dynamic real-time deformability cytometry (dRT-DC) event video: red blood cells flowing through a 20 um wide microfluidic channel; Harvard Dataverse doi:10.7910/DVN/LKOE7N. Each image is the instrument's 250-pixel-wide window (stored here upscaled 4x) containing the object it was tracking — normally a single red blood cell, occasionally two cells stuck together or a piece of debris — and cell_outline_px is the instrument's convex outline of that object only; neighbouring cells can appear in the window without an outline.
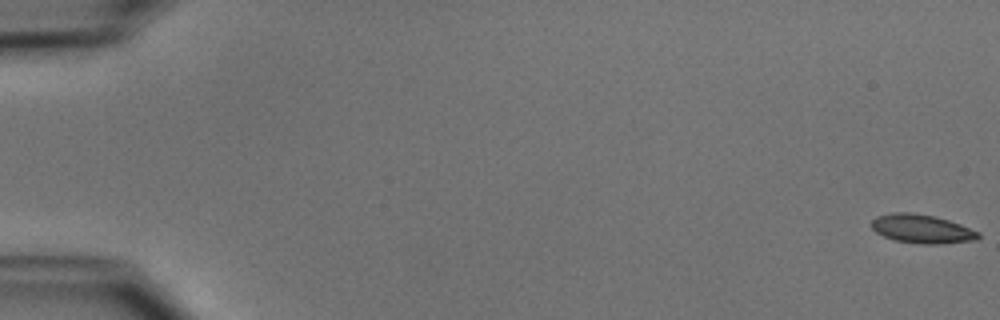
{"species": "common noctule bat (a hibernating species)", "species_latin": "Nyctalus noctula", "temperature_condition": "cold", "stored_images_in_passage": 52, "camera_frame_rate_fps": 3000, "um_per_image_px": 0.085, "animal": {"sex": "male", "body_mass_g": 15.6}, "frame": {"image": 1, "passage_image": 1, "time_ms": 0.0, "image_size_px": [1000, 320], "cell_outline_px": [[980, 236], [976, 240], [944, 244], [920, 244], [896, 240], [884, 236], [876, 232], [872, 228], [872, 220], [876, 216], [892, 212], [912, 212], [932, 216], [948, 220], [960, 224], [980, 232]], "centroid_in_image_um": [78.37, 19.45], "position_along_channel_um": 6.6, "area_um2": 17.92}}
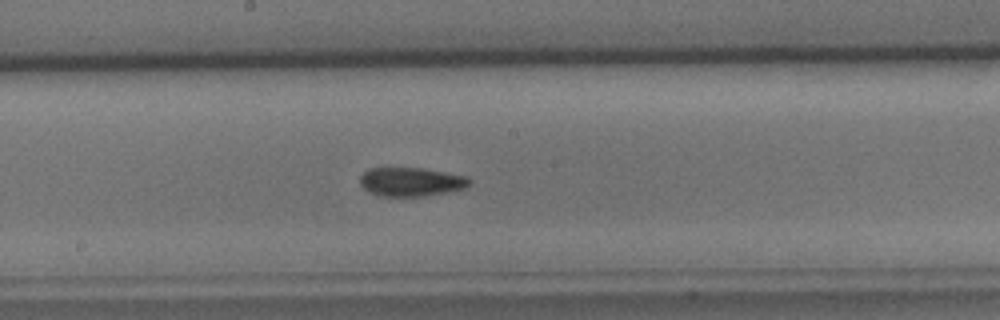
{"frame": {"image": 2, "passage_image": 29, "time_ms": 9.333, "image_size_px": [1000, 320], "cell_outline_px": [[472, 184], [464, 188], [448, 192], [424, 196], [380, 196], [368, 192], [360, 184], [360, 176], [368, 168], [424, 168], [468, 176], [472, 180]], "centroid_in_image_um": [34.97, 15.45], "position_along_channel_um": 213.2, "area_um2": 18.61}}
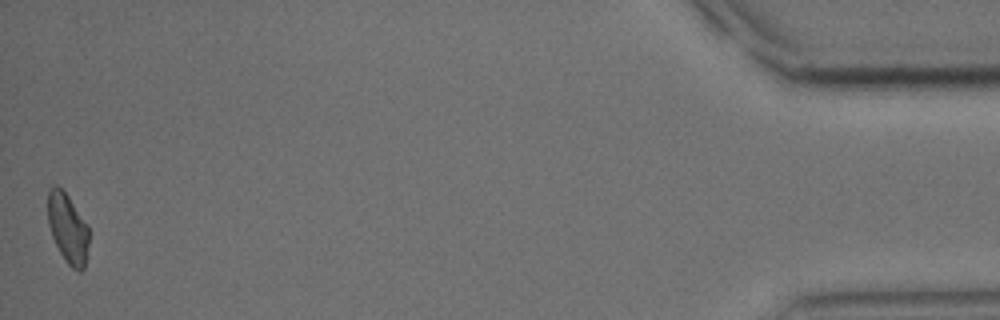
{"frame": {"image": 3, "passage_image": 52, "time_ms": 17.0, "image_size_px": [1000, 320], "cell_outline_px": [[88, 244], [84, 268], [80, 272], [72, 268], [68, 264], [60, 252], [52, 236], [48, 224], [48, 188], [52, 184], [56, 184], [68, 196], [88, 224]], "centroid_in_image_um": [5.75, 19.38], "position_along_channel_um": 429.5, "area_um2": 16.65}, "authors_computed_cell_mechanics": {"area_um2": 17.8602, "velocity_mm_per_s": 3.9345, "shape_relaxation_time_tau1_ms": 4.9351, "shape_relaxation_time_tau2_ms": 3.4377, "deformation_change_tau1": 0.1132, "deformation_change_tau2": 0.0779}}